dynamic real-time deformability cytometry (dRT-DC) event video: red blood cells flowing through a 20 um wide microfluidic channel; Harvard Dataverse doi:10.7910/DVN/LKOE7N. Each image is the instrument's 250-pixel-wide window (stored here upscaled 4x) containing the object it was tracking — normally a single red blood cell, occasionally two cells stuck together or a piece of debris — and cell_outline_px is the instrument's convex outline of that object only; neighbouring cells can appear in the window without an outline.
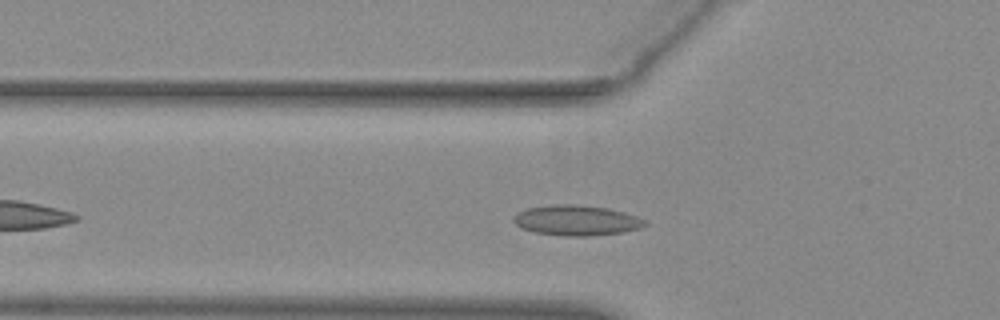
{"species": "common noctule bat (a hibernating species)", "species_latin": "Nyctalus noctula", "temperature_condition": "warm", "stored_images_in_passage": 43, "camera_frame_rate_fps": 3000, "um_per_image_px": 0.085, "animal": {"sex": "female", "body_mass_g": 29.2, "forearm_length_mm": 56.3}, "frame": {"image": 1, "passage_image": 9, "time_ms": 2.667, "image_size_px": [1000, 320], "cell_outline_px": [[648, 224], [640, 228], [624, 232], [592, 236], [568, 236], [532, 232], [520, 228], [512, 220], [512, 216], [528, 208], [552, 204], [568, 204], [608, 208], [624, 212], [636, 216], [644, 220]], "centroid_in_image_um": [48.98, 18.74], "position_along_channel_um": 76.8, "area_um2": 23.24}}
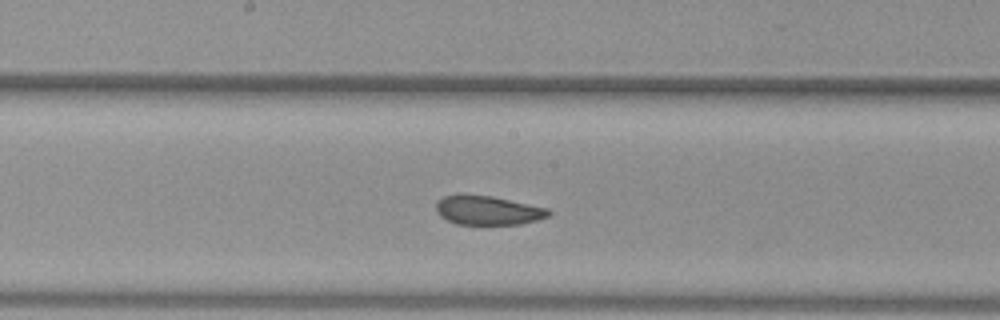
{"frame": {"image": 2, "passage_image": 19, "time_ms": 6.0, "image_size_px": [1000, 320], "cell_outline_px": [[552, 212], [548, 216], [536, 220], [520, 224], [456, 224], [440, 216], [436, 212], [436, 204], [444, 196], [456, 192], [460, 192], [492, 196], [548, 208]], "centroid_in_image_um": [41.42, 17.85], "position_along_channel_um": 206.8, "area_um2": 19.36}}
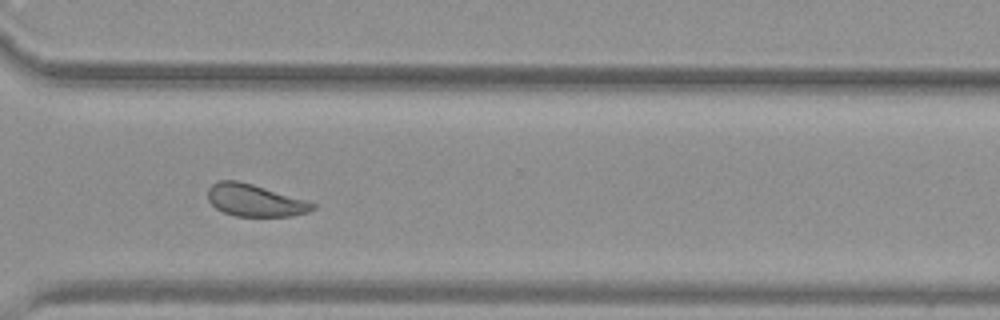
{"frame": {"image": 3, "passage_image": 30, "time_ms": 9.667, "image_size_px": [1000, 320], "cell_outline_px": [[316, 208], [308, 212], [292, 216], [236, 216], [224, 212], [216, 208], [208, 200], [208, 188], [212, 184], [220, 180], [240, 180], [304, 200], [316, 204]], "centroid_in_image_um": [21.64, 17.03], "position_along_channel_um": 349.0, "area_um2": 19.48}, "authors_computed_cell_mechanics": {"area_um2": 20.7502, "velocity_mm_per_s": 3.8879, "shape_relaxation_time_tau1_ms": 8.9211, "shape_relaxation_time_tau2_ms": 1.3958, "deformation_change_tau1": 0.146, "deformation_change_tau2": 0.0704}}